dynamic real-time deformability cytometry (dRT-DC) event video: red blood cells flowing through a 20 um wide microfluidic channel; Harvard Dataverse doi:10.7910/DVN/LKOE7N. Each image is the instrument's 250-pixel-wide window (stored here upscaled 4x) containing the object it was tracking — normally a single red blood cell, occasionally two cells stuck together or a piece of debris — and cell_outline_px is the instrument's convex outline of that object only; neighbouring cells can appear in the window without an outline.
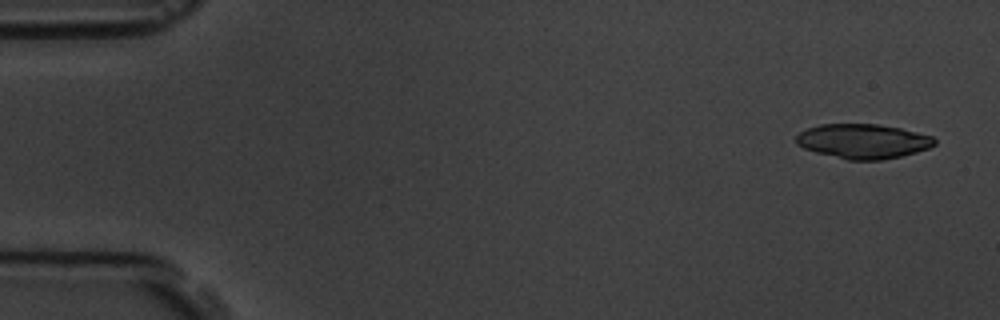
{"species": "common noctule bat (a hibernating species)", "species_latin": "Nyctalus noctula", "temperature_condition": "room temperature", "stored_images_in_passage": 5, "camera_frame_rate_fps": 3000, "um_per_image_px": 0.085, "animal": {"sex": "male", "body_mass_g": 19.5, "forearm_length_mm": 54.6}, "frame": {"image": 1, "passage_image": 1, "time_ms": 0.0, "image_size_px": [1000, 320], "cell_outline_px": [[936, 144], [928, 148], [916, 152], [900, 156], [880, 160], [848, 160], [816, 152], [804, 148], [796, 144], [796, 136], [800, 132], [808, 128], [820, 124], [876, 124], [900, 128], [932, 136], [936, 140]], "centroid_in_image_um": [73.35, 12.0], "position_along_channel_um": 11.6, "area_um2": 27.74}}